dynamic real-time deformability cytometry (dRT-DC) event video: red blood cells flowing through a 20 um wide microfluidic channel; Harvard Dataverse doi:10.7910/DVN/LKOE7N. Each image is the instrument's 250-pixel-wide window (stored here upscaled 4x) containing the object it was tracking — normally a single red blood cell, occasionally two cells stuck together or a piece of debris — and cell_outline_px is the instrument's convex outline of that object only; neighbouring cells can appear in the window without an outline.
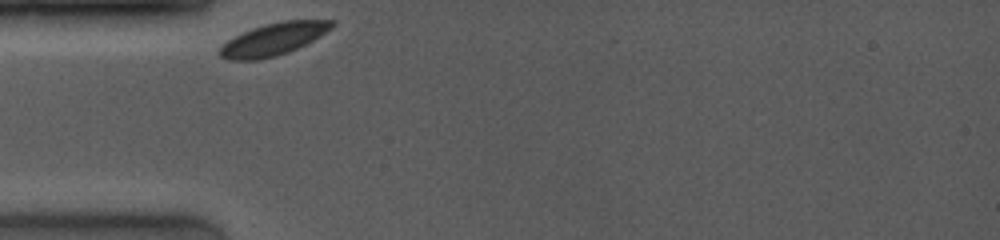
{"species": "common noctule bat (a hibernating species)", "species_latin": "Nyctalus noctula", "temperature_condition": "room temperature", "stored_images_in_passage": 23, "camera_frame_rate_fps": 4000, "um_per_image_px": 0.085, "animal": {"sex": "female", "body_mass_g": 19.0, "forearm_length_mm": 53.3}, "frame": {"image": 1, "passage_image": 1, "time_ms": 0.0, "image_size_px": [1000, 240], "cell_outline_px": [[336, 24], [332, 28], [312, 40], [288, 52], [276, 56], [256, 60], [228, 60], [220, 56], [216, 52], [228, 40], [252, 28], [264, 24], [280, 20], [336, 20]], "centroid_in_image_um": [23.24, 3.32], "position_along_channel_um": 61.8, "area_um2": 20.98}}
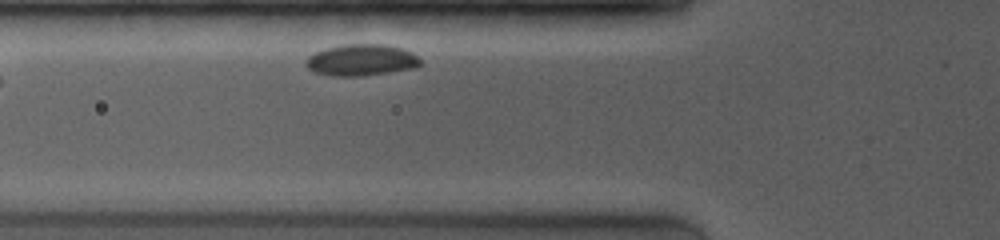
{"frame": {"image": 2, "passage_image": 10, "time_ms": 1.0, "image_size_px": [1000, 240], "cell_outline_px": [[420, 64], [412, 68], [388, 72], [360, 76], [332, 76], [316, 72], [308, 68], [304, 64], [304, 60], [308, 56], [324, 48], [344, 44], [388, 44], [412, 52], [420, 60]], "centroid_in_image_um": [30.66, 5.09], "position_along_channel_um": 95.1, "area_um2": 20.92}}